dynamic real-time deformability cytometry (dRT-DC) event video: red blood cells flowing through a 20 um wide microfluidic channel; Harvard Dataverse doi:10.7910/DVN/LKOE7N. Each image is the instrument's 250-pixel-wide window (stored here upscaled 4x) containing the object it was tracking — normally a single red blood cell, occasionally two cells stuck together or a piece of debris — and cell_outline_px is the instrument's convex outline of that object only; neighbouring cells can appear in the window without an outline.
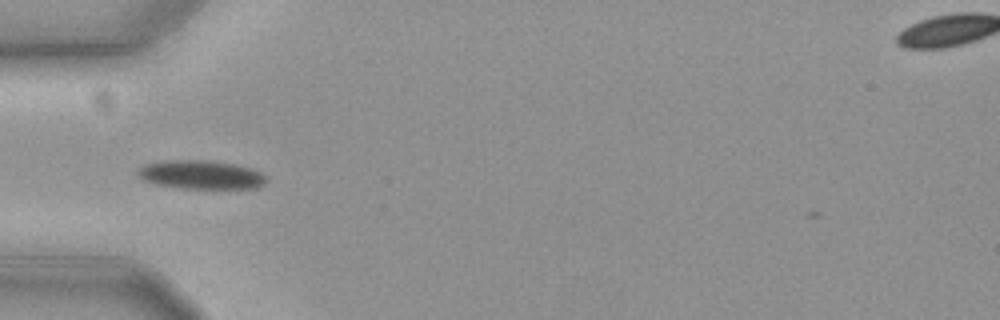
{"species": "common noctule bat (a hibernating species)", "species_latin": "Nyctalus noctula", "temperature_condition": "cold", "stored_images_in_passage": 10, "camera_frame_rate_fps": 3000, "um_per_image_px": 0.085, "animal": {"sex": "female", "body_mass_g": 19.3, "forearm_length_mm": 54.1}, "frame": {"image": 1, "passage_image": 1, "time_ms": 0.0, "image_size_px": [1000, 320], "cell_outline_px": [[264, 184], [256, 188], [184, 188], [156, 184], [144, 180], [136, 172], [144, 164], [164, 160], [208, 160], [236, 164], [252, 168], [260, 172], [264, 176]], "centroid_in_image_um": [17.07, 14.83], "position_along_channel_um": 67.9, "area_um2": 21.33}}
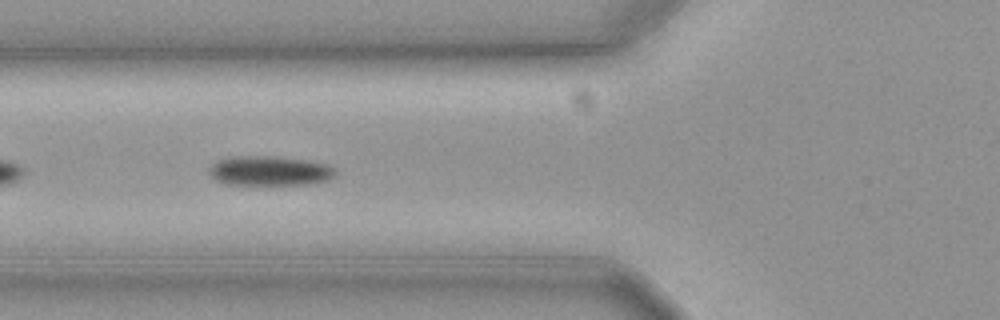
{"frame": {"image": 2, "passage_image": 4, "time_ms": 1.0, "image_size_px": [1000, 320], "cell_outline_px": [[336, 176], [328, 180], [312, 184], [224, 184], [216, 180], [208, 172], [208, 168], [212, 164], [220, 160], [232, 156], [268, 156], [304, 160], [328, 164], [336, 168]], "centroid_in_image_um": [22.94, 14.52], "position_along_channel_um": 102.9, "area_um2": 21.79}}